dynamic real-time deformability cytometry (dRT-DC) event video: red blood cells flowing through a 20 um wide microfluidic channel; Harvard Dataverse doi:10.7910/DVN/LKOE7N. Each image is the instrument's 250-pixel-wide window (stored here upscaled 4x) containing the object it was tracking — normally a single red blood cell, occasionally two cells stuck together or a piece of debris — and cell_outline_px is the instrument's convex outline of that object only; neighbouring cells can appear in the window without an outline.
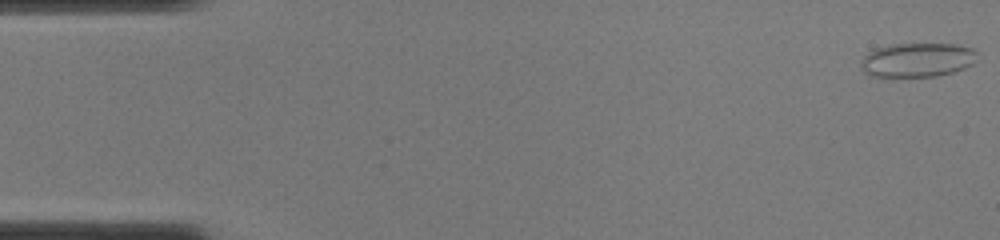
{"species": "common noctule bat (a hibernating species)", "species_latin": "Nyctalus noctula", "temperature_condition": "cold", "stored_images_in_passage": 47, "camera_frame_rate_fps": 3000, "um_per_image_px": 0.085, "animal": {"sex": "female", "body_mass_g": 22.0, "forearm_length_mm": 56.7}, "frame": {"image": 1, "passage_image": 1, "time_ms": 0.0, "image_size_px": [1000, 240], "cell_outline_px": [[976, 52], [972, 64], [964, 68], [952, 72], [936, 76], [872, 76], [864, 72], [860, 68], [864, 56], [868, 52], [876, 48], [892, 44], [952, 44], [972, 48]], "centroid_in_image_um": [77.94, 5.09], "position_along_channel_um": 7.1, "area_um2": 22.83}}
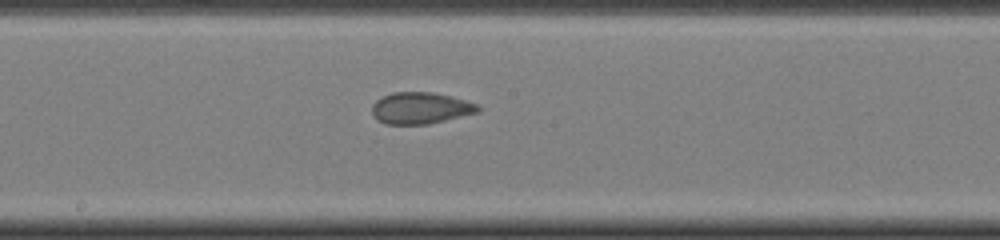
{"frame": {"image": 2, "passage_image": 25, "time_ms": 8.0, "image_size_px": [1000, 240], "cell_outline_px": [[480, 112], [428, 124], [384, 124], [376, 120], [372, 112], [372, 104], [376, 100], [392, 92], [432, 92], [464, 100], [476, 104], [480, 108]], "centroid_in_image_um": [35.71, 9.19], "position_along_channel_um": 212.5, "area_um2": 19.42}}
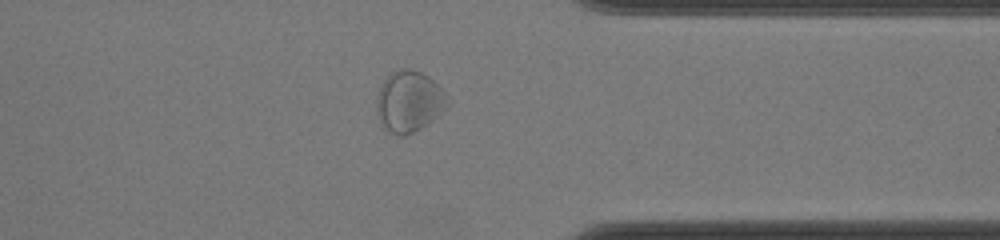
{"frame": {"image": 3, "passage_image": 37, "time_ms": 12.0, "image_size_px": [1000, 240], "cell_outline_px": [[448, 108], [432, 120], [420, 128], [404, 136], [400, 136], [392, 132], [380, 124], [376, 112], [376, 100], [380, 88], [384, 80], [392, 72], [400, 68], [412, 68], [428, 76], [444, 92], [448, 104]], "centroid_in_image_um": [34.75, 8.62], "position_along_channel_um": 376.6, "area_um2": 25.03}}